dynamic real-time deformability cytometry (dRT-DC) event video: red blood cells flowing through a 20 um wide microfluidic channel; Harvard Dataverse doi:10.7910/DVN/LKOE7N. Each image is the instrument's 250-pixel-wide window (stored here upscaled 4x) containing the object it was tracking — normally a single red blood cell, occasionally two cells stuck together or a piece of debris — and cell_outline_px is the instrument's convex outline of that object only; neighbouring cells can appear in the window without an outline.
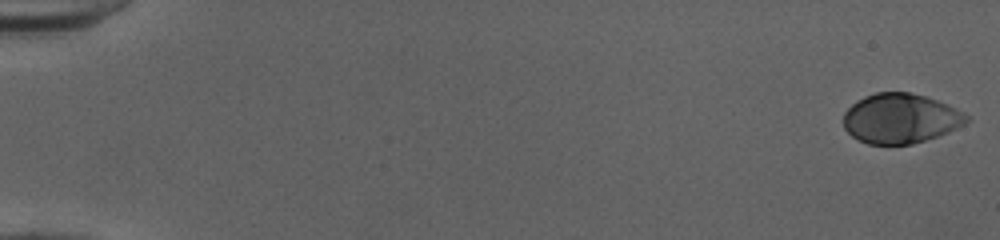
{"species": "human", "species_latin": "Homo sapiens", "temperature_condition": "cold", "stored_images_in_passage": 52, "camera_frame_rate_fps": 3000, "um_per_image_px": 0.085, "donor": {"sex": "female"}, "frame": {"image": 1, "passage_image": 1, "time_ms": 0.0, "image_size_px": [1000, 240], "cell_outline_px": [[968, 120], [964, 124], [948, 132], [912, 144], [868, 144], [852, 136], [844, 128], [844, 112], [856, 100], [864, 96], [876, 92], [908, 92], [924, 96], [936, 100], [964, 112], [968, 116]], "centroid_in_image_um": [76.51, 10.06], "position_along_channel_um": 8.5, "area_um2": 35.43}}
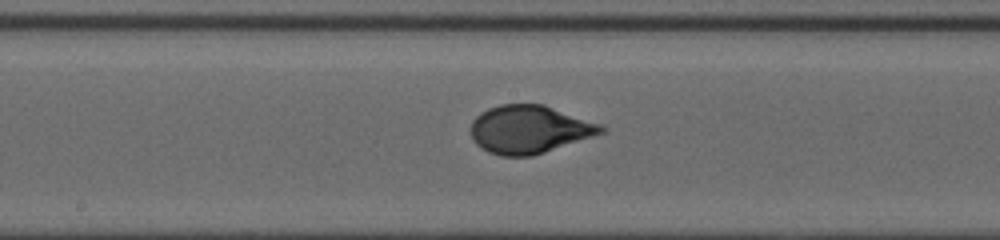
{"frame": {"image": 2, "passage_image": 29, "time_ms": 9.333, "image_size_px": [1000, 240], "cell_outline_px": [[608, 128], [604, 132], [532, 156], [500, 156], [488, 152], [476, 144], [472, 136], [472, 120], [480, 112], [488, 108], [500, 104], [544, 104], [604, 124]], "centroid_in_image_um": [45.02, 10.98], "position_along_channel_um": 203.2, "area_um2": 36.59}}
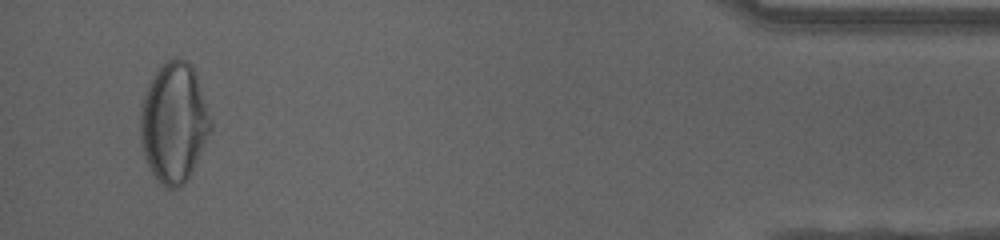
{"frame": {"image": 3, "passage_image": 50, "time_ms": 16.333, "image_size_px": [1000, 240], "cell_outline_px": [[212, 128], [184, 184], [176, 188], [164, 188], [156, 180], [144, 156], [140, 144], [140, 104], [148, 84], [152, 76], [168, 60], [176, 56], [180, 56], [192, 64], [212, 120]], "centroid_in_image_um": [14.75, 10.4], "position_along_channel_um": 420.4, "area_um2": 49.07}, "authors_computed_cell_mechanics": {"area_um2": 36.2117, "velocity_mm_per_s": 4.0204, "shape_relaxation_time_tau1_ms": 3.9323, "shape_relaxation_time_tau2_ms": null, "deformation_change_tau1": 0.1902, "deformation_change_tau2": null}}